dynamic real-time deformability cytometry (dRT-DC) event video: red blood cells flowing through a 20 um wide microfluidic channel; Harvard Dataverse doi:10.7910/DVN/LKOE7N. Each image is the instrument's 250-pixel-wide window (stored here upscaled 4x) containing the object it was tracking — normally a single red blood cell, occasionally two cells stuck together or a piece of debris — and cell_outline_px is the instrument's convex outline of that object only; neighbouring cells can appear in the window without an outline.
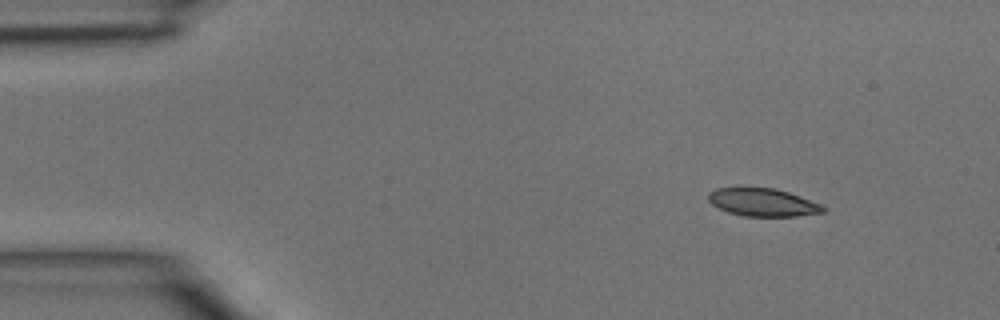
{"species": "common noctule bat (a hibernating species)", "species_latin": "Nyctalus noctula", "temperature_condition": "room temperature", "stored_images_in_passage": 5, "segment_of_instrument_passage": [1, 2], "camera_frame_rate_fps": 3000, "um_per_image_px": 0.085, "animal": {"sex": "male", "body_mass_g": 15.6}, "frame": {"image": 1, "passage_image": 2, "time_ms": 0.333, "image_size_px": [1000, 320], "cell_outline_px": [[828, 208], [824, 212], [796, 216], [744, 216], [728, 212], [712, 204], [708, 200], [708, 192], [716, 188], [772, 188], [788, 192], [820, 204]], "centroid_in_image_um": [64.83, 17.2], "position_along_channel_um": 20.2, "area_um2": 18.44}}
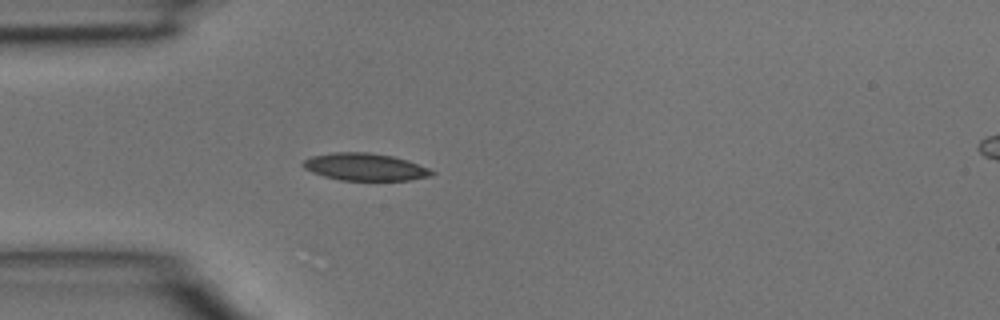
{"frame": {"image": 2, "passage_image": 4, "time_ms": 1.0, "image_size_px": [1000, 320], "cell_outline_px": [[436, 172], [432, 176], [408, 180], [340, 180], [324, 176], [312, 172], [304, 168], [300, 164], [304, 160], [312, 156], [332, 152], [368, 152], [392, 156], [408, 160], [428, 168]], "centroid_in_image_um": [31.02, 14.18], "position_along_channel_um": 54.0, "area_um2": 20.52}}